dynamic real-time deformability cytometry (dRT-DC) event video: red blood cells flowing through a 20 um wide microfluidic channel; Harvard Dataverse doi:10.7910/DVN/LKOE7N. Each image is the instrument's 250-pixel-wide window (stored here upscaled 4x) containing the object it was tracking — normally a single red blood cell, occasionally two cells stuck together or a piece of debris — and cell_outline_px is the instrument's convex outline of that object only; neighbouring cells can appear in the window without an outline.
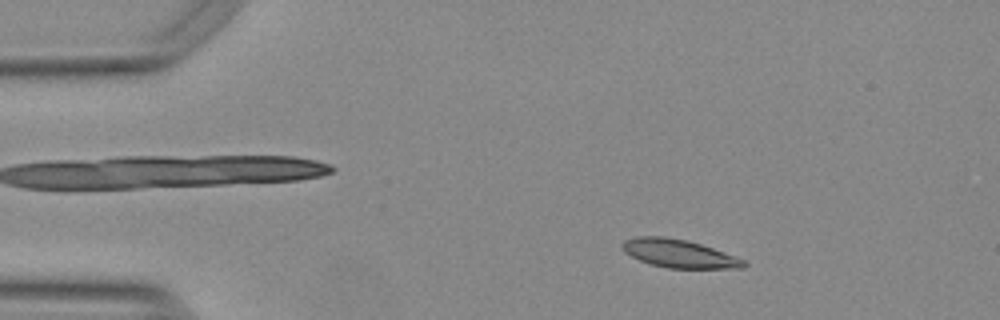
{"species": "Egyptian fruit bat (a non-hibernating species)", "species_latin": "Rousettus aegyptiacus", "temperature_condition": "warm", "stored_images_in_passage": 53, "camera_frame_rate_fps": 3000, "um_per_image_px": 0.085, "animal": {"sex": "female"}, "frame": {"image": 1, "passage_image": 8, "time_ms": 2.333, "image_size_px": [1000, 320], "cell_outline_px": [[748, 264], [744, 268], [668, 268], [652, 264], [640, 260], [624, 252], [620, 248], [620, 244], [624, 240], [636, 236], [664, 236], [688, 240], [712, 248], [744, 260]], "centroid_in_image_um": [57.66, 21.54], "position_along_channel_um": 27.3, "area_um2": 19.88}}
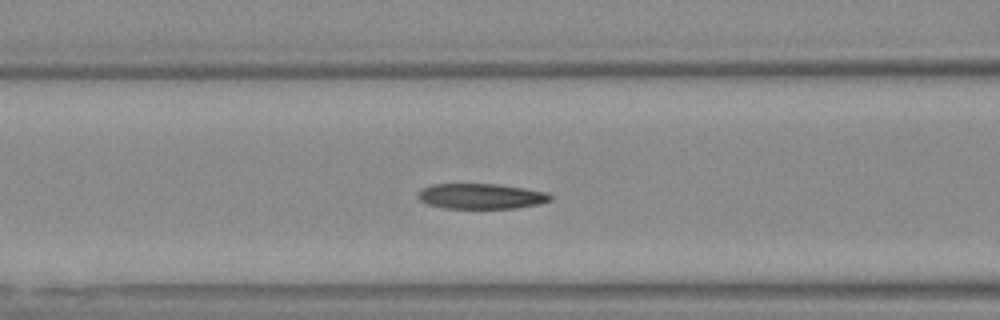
{"frame": {"image": 2, "passage_image": 21, "time_ms": 6.667, "image_size_px": [1000, 320], "cell_outline_px": [[552, 200], [540, 204], [516, 208], [444, 208], [428, 204], [420, 200], [416, 196], [424, 188], [432, 184], [496, 184], [524, 188], [548, 192], [552, 196]], "centroid_in_image_um": [40.93, 16.68], "position_along_channel_um": 125.7, "area_um2": 19.54}}
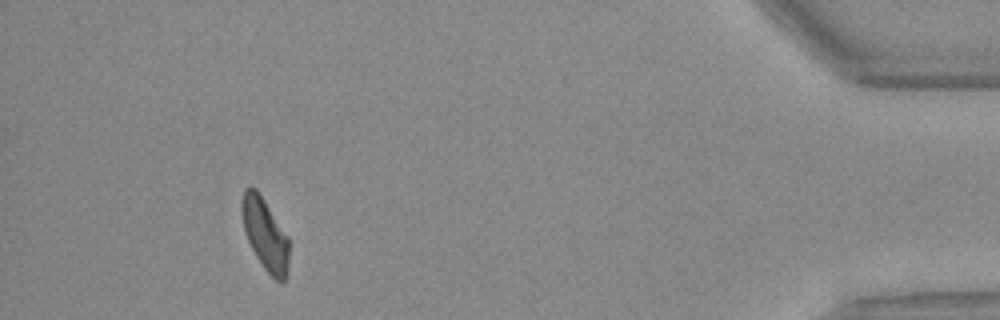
{"frame": {"image": 3, "passage_image": 49, "time_ms": 16.0, "image_size_px": [1000, 320], "cell_outline_px": [[288, 272], [284, 280], [276, 280], [264, 268], [256, 256], [248, 240], [244, 228], [240, 208], [240, 200], [244, 188], [256, 188], [288, 236]], "centroid_in_image_um": [22.51, 19.88], "position_along_channel_um": 412.7, "area_um2": 19.54}, "authors_computed_cell_mechanics": {"area_um2": 20.1144, "velocity_mm_per_s": 3.7569, "shape_relaxation_time_tau1_ms": 6.2705, "shape_relaxation_time_tau2_ms": 4.5173, "deformation_change_tau1": 0.1765, "deformation_change_tau2": 0.1386}}